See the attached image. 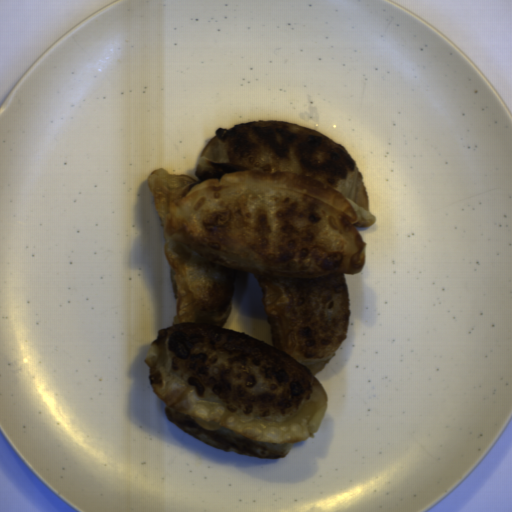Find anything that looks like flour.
<instances>
[{"instance_id":"c2a2500e","label":"flour","mask_w":512,"mask_h":512,"mask_svg":"<svg viewBox=\"0 0 512 512\" xmlns=\"http://www.w3.org/2000/svg\"><path fill=\"white\" fill-rule=\"evenodd\" d=\"M214 134L196 162L200 181L163 167L146 179L176 306L143 361L183 432L223 452L284 459L326 415L316 375L348 338L345 275L362 272L357 227L377 217L356 161L326 135L269 119ZM238 271L263 290L275 348L222 329Z\"/></svg>"}]
</instances>
